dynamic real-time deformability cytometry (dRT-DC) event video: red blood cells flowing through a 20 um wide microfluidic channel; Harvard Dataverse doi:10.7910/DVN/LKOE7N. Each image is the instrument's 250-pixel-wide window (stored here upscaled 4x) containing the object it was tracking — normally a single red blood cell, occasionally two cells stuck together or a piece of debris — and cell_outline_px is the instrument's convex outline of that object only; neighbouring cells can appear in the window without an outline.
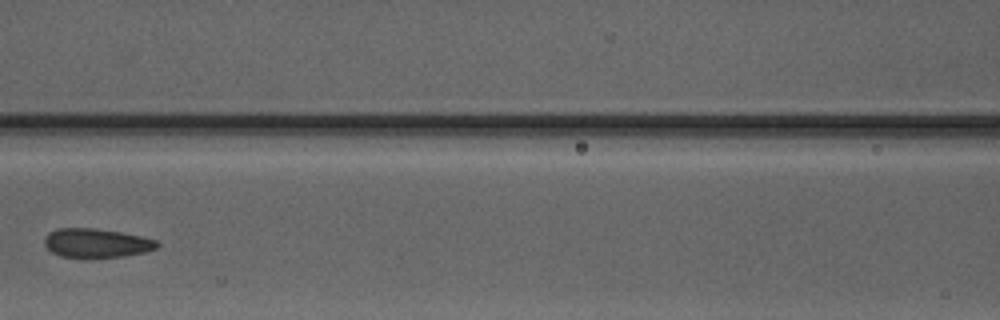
{"species": "Egyptian fruit bat (a non-hibernating species)", "species_latin": "Rousettus aegyptiacus", "temperature_condition": "warm", "stored_images_in_passage": 4, "camera_frame_rate_fps": 3000, "um_per_image_px": 0.085, "animal": {"sex": "male"}, "frame": {"image": 1, "passage_image": 4, "time_ms": 3.667, "image_size_px": [1000, 320], "cell_outline_px": [[160, 244], [156, 248], [144, 252], [124, 256], [60, 256], [52, 252], [44, 244], [44, 240], [48, 232], [56, 228], [96, 228], [120, 232], [140, 236], [156, 240]], "centroid_in_image_um": [8.18, 20.63], "position_along_channel_um": 158.4, "area_um2": 18.67}}